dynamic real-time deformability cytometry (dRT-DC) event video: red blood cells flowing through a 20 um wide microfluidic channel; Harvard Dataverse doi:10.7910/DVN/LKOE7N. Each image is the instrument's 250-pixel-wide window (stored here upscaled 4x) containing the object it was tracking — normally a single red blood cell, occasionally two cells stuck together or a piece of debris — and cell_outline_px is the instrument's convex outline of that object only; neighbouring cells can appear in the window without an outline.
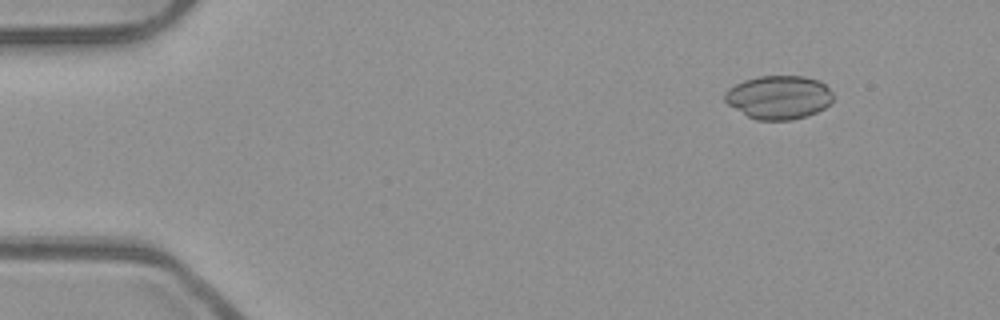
{"species": "common noctule bat (a hibernating species)", "species_latin": "Nyctalus noctula", "temperature_condition": "room temperature", "stored_images_in_passage": 47, "camera_frame_rate_fps": 3000, "um_per_image_px": 0.085, "animal": {"sex": "male", "body_mass_g": 23.1, "forearm_length_mm": 52.7}, "frame": {"image": 1, "passage_image": 1, "time_ms": 0.0, "image_size_px": [1000, 320], "cell_outline_px": [[832, 100], [824, 108], [808, 116], [792, 120], [756, 120], [748, 116], [728, 104], [724, 100], [724, 92], [728, 88], [744, 80], [760, 76], [804, 76], [820, 80], [832, 92]], "centroid_in_image_um": [66.19, 8.27], "position_along_channel_um": 18.8, "area_um2": 27.51}}
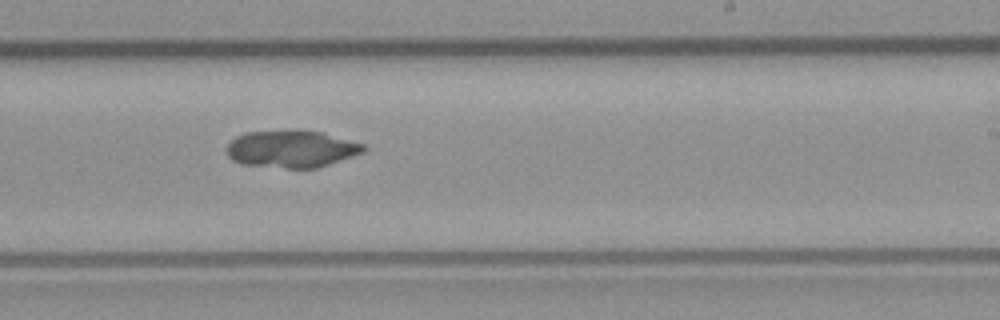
{"frame": {"image": 2, "passage_image": 27, "time_ms": 8.667, "image_size_px": [1000, 320], "cell_outline_px": [[368, 148], [364, 152], [316, 168], [284, 168], [240, 164], [232, 160], [228, 156], [228, 144], [236, 136], [244, 132], [296, 128], [324, 132], [364, 144]], "centroid_in_image_um": [24.77, 12.62], "position_along_channel_um": 264.2, "area_um2": 30.29}}
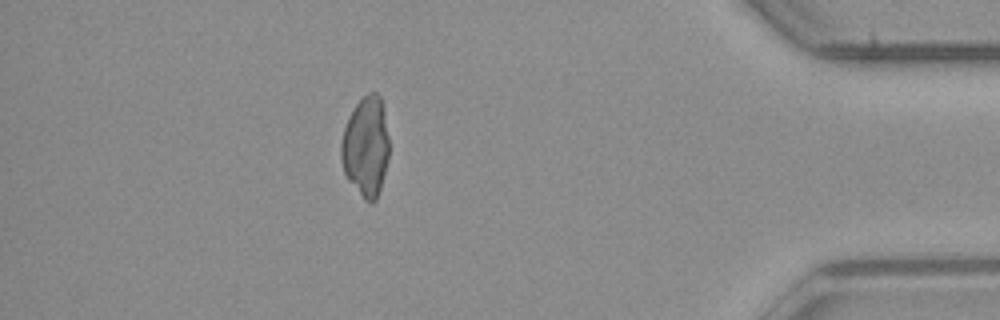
{"frame": {"image": 3, "passage_image": 41, "time_ms": 13.333, "image_size_px": [1000, 320], "cell_outline_px": [[388, 156], [380, 188], [376, 200], [372, 204], [368, 204], [364, 200], [348, 180], [344, 172], [340, 160], [340, 144], [344, 128], [356, 104], [368, 92], [376, 92], [380, 96], [384, 112], [388, 140]], "centroid_in_image_um": [31.08, 12.5], "position_along_channel_um": 404.1, "area_um2": 27.8}, "authors_computed_cell_mechanics": {"area_um2": 29.767, "velocity_mm_per_s": 3.9802, "shape_relaxation_time_tau1_ms": null, "shape_relaxation_time_tau2_ms": 8.3644, "deformation_change_tau1": null, "deformation_change_tau2": 0.0644}}